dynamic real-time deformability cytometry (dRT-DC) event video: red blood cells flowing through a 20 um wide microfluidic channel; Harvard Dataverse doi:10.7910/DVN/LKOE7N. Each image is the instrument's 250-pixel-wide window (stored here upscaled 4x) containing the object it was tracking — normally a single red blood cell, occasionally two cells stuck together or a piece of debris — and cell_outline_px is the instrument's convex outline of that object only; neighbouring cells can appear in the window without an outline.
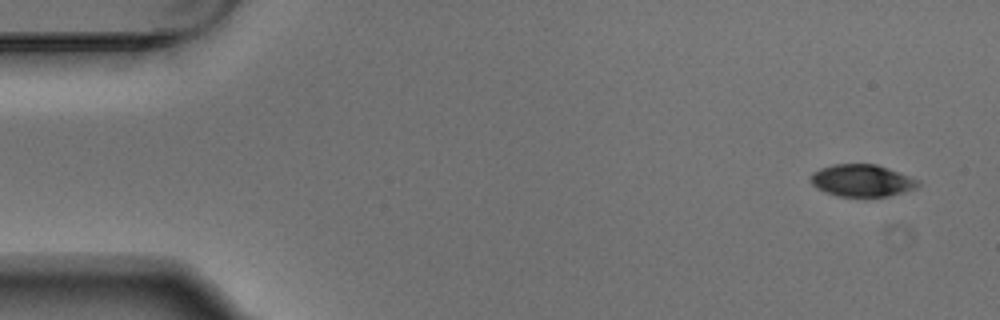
{"species": "Egyptian fruit bat (a non-hibernating species)", "species_latin": "Rousettus aegyptiacus", "temperature_condition": "warm", "stored_images_in_passage": 6, "segment_of_instrument_passage": [2, 2], "camera_frame_rate_fps": 3000, "um_per_image_px": 0.085, "animal": {"sex": "male"}, "frame": {"image": 1, "passage_image": 6, "time_ms": 1.667, "image_size_px": [1000, 320], "cell_outline_px": [[920, 184], [916, 188], [888, 196], [836, 196], [824, 192], [816, 188], [812, 184], [812, 172], [820, 168], [832, 164], [876, 164], [888, 168], [920, 180]], "centroid_in_image_um": [73.25, 15.34], "position_along_channel_um": 11.7, "area_um2": 20.06}}